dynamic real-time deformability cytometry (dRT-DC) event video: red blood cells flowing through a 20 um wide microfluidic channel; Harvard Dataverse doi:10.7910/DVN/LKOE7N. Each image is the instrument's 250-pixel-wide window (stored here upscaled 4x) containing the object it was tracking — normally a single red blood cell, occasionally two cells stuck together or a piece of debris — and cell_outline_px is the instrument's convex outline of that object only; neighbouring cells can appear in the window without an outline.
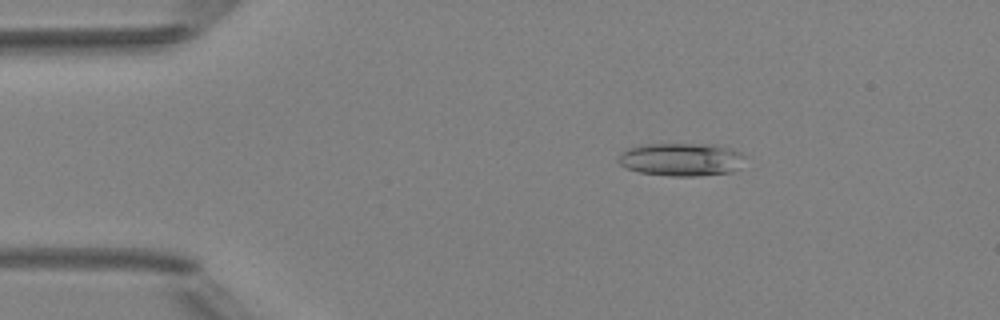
{"species": "Egyptian fruit bat (a non-hibernating species)", "species_latin": "Rousettus aegyptiacus", "temperature_condition": "room temperature", "stored_images_in_passage": 7, "camera_frame_rate_fps": 3000, "um_per_image_px": 0.085, "animal": {"sex": "female"}, "frame": {"image": 1, "passage_image": 3, "time_ms": 2.333, "image_size_px": [1000, 320], "cell_outline_px": [[748, 156], [740, 168], [732, 172], [696, 176], [672, 176], [640, 172], [628, 168], [620, 164], [616, 160], [620, 152], [628, 148], [640, 144], [716, 144], [732, 148]], "centroid_in_image_um": [57.96, 13.54], "position_along_channel_um": 27.0, "area_um2": 24.85}}
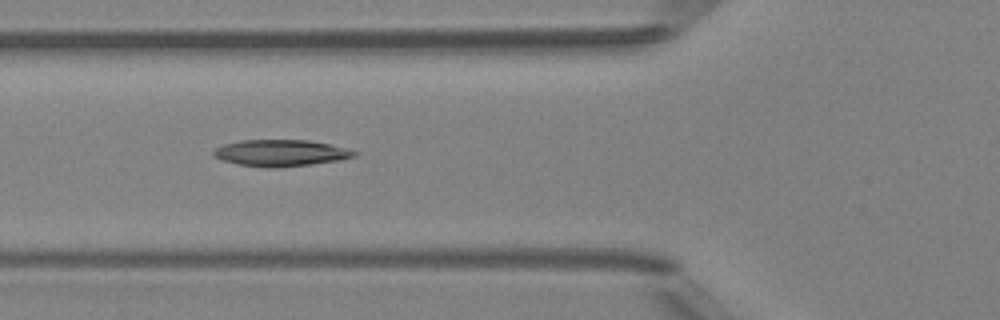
{"frame": {"image": 2, "passage_image": 6, "time_ms": 5.667, "image_size_px": [1000, 320], "cell_outline_px": [[360, 152], [356, 156], [340, 160], [312, 164], [280, 168], [268, 168], [240, 164], [224, 160], [212, 156], [212, 152], [216, 148], [224, 144], [240, 140], [308, 140], [348, 148]], "centroid_in_image_um": [23.9, 13.0], "position_along_channel_um": 101.9, "area_um2": 21.85}}
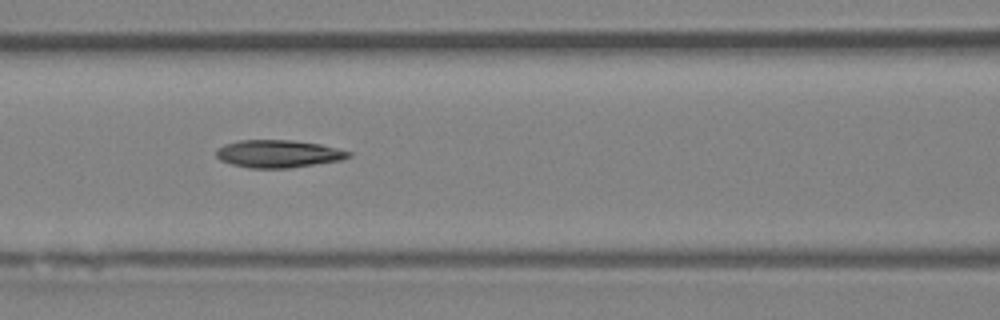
{"frame": {"image": 3, "passage_image": 7, "time_ms": 6.667, "image_size_px": [1000, 320], "cell_outline_px": [[352, 156], [340, 160], [288, 168], [248, 168], [232, 164], [220, 160], [216, 156], [216, 152], [224, 144], [240, 140], [292, 140], [320, 144], [352, 152]], "centroid_in_image_um": [23.65, 13.07], "position_along_channel_um": 142.9, "area_um2": 21.15}}